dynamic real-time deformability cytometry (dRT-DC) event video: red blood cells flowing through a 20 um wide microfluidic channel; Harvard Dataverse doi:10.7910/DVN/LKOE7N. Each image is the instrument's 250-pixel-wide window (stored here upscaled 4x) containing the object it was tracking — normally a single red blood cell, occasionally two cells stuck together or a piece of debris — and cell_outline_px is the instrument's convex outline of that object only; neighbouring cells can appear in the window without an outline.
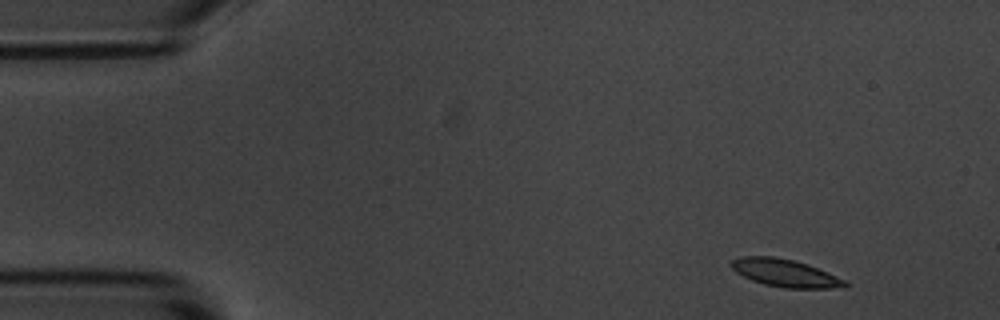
{"species": "common noctule bat (a hibernating species)", "species_latin": "Nyctalus noctula", "temperature_condition": "room temperature", "stored_images_in_passage": 4, "camera_frame_rate_fps": 3000, "um_per_image_px": 0.085, "animal": {"sex": "male", "body_mass_g": 20.1, "forearm_length_mm": 53.5}, "frame": {"image": 1, "passage_image": 1, "time_ms": 0.0, "image_size_px": [1000, 320], "cell_outline_px": [[848, 284], [844, 288], [784, 288], [764, 284], [752, 280], [736, 272], [728, 264], [732, 260], [740, 256], [772, 256], [792, 260], [808, 264], [844, 280]], "centroid_in_image_um": [66.69, 23.2], "position_along_channel_um": 18.3, "area_um2": 18.15}}
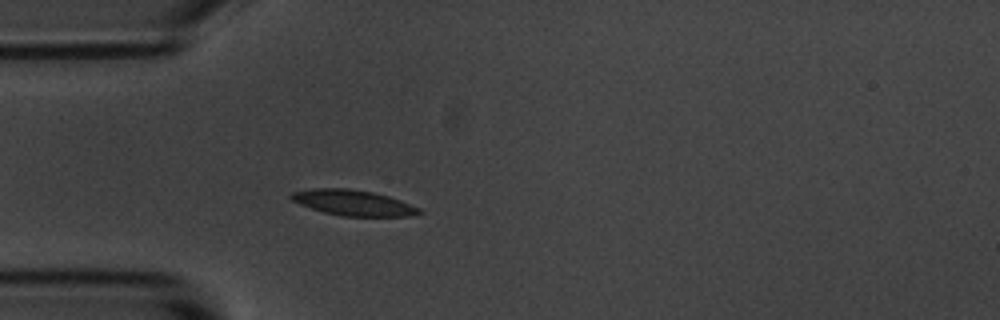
{"frame": {"image": 2, "passage_image": 4, "time_ms": 3.333, "image_size_px": [1000, 320], "cell_outline_px": [[424, 212], [412, 216], [340, 216], [324, 212], [300, 204], [292, 200], [288, 196], [292, 192], [312, 188], [348, 188], [372, 192], [388, 196], [400, 200], [420, 208]], "centroid_in_image_um": [30.03, 17.23], "position_along_channel_um": 55.0, "area_um2": 19.07}}